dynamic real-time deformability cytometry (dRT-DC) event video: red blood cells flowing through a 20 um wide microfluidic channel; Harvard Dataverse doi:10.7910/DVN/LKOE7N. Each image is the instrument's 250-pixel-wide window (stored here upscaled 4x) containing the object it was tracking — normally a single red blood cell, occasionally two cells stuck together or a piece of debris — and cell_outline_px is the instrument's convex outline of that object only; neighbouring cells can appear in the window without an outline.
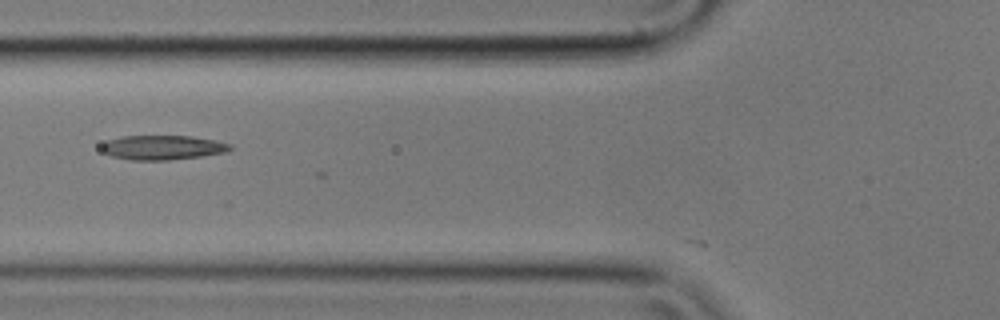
{"species": "common noctule bat (a hibernating species)", "species_latin": "Nyctalus noctula", "temperature_condition": "cold", "stored_images_in_passage": 14, "camera_frame_rate_fps": 3000, "um_per_image_px": 0.085, "animal": {"sex": "male", "body_mass_g": 17.9}, "frame": {"image": 1, "passage_image": 3, "time_ms": 0.667, "image_size_px": [1000, 320], "cell_outline_px": [[232, 148], [224, 152], [200, 156], [168, 160], [132, 160], [112, 156], [104, 152], [100, 148], [100, 144], [108, 140], [120, 136], [192, 136], [216, 140], [232, 144]], "centroid_in_image_um": [13.79, 12.53], "position_along_channel_um": 112.0, "area_um2": 18.32}}
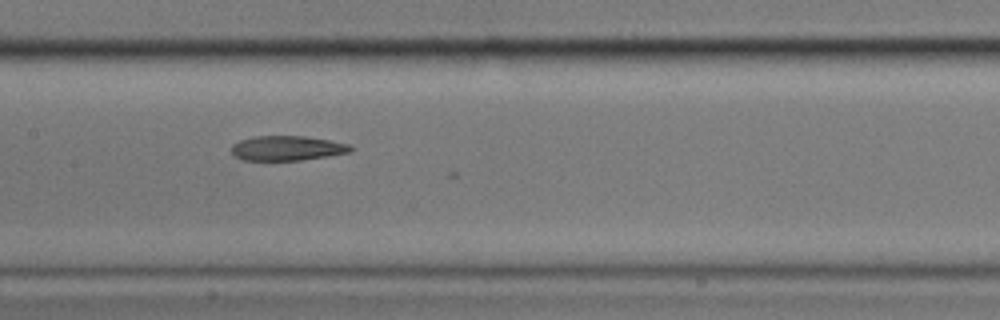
{"frame": {"image": 2, "passage_image": 9, "time_ms": 2.667, "image_size_px": [1000, 320], "cell_outline_px": [[356, 148], [352, 152], [328, 156], [300, 160], [244, 160], [236, 156], [232, 152], [232, 144], [240, 140], [256, 136], [304, 136], [352, 144]], "centroid_in_image_um": [24.48, 12.59], "position_along_channel_um": 182.9, "area_um2": 17.22}}
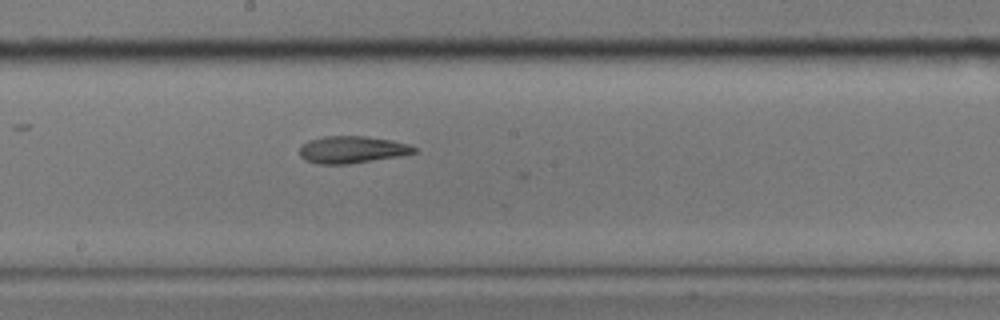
{"frame": {"image": 3, "passage_image": 12, "time_ms": 3.667, "image_size_px": [1000, 320], "cell_outline_px": [[416, 152], [400, 156], [348, 164], [316, 164], [304, 160], [300, 156], [300, 144], [308, 140], [324, 136], [364, 136], [392, 140], [408, 144], [416, 148]], "centroid_in_image_um": [29.87, 12.72], "position_along_channel_um": 218.3, "area_um2": 18.21}}